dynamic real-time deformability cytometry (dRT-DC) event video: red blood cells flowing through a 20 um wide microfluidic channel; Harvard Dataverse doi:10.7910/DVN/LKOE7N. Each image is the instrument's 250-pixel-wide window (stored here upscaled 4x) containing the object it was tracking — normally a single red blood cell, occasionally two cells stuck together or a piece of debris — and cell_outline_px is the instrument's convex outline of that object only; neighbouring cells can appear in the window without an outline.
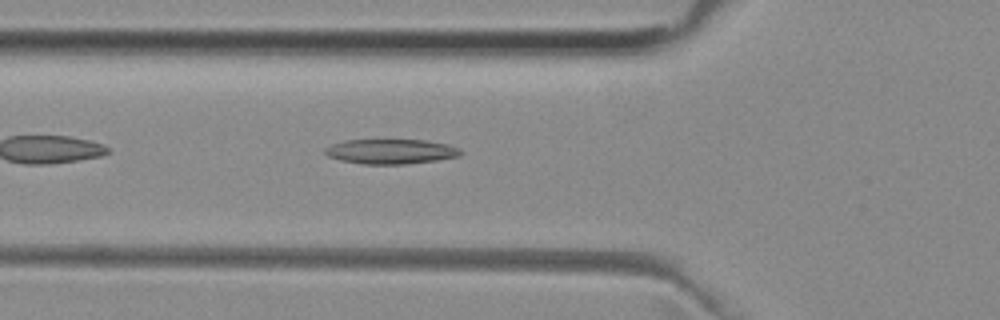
{"species": "common noctule bat (a hibernating species)", "species_latin": "Nyctalus noctula", "temperature_condition": "room temperature", "stored_images_in_passage": 38, "camera_frame_rate_fps": 3000, "um_per_image_px": 0.085, "animal": {"sex": "female", "body_mass_g": 29.2, "forearm_length_mm": 56.3}, "frame": {"image": 1, "passage_image": 5, "time_ms": 1.333, "image_size_px": [1000, 320], "cell_outline_px": [[460, 156], [436, 160], [404, 164], [364, 164], [340, 160], [328, 156], [324, 152], [324, 148], [332, 144], [344, 140], [424, 140], [448, 144], [460, 148]], "centroid_in_image_um": [33.2, 12.87], "position_along_channel_um": 92.6, "area_um2": 19.54}}
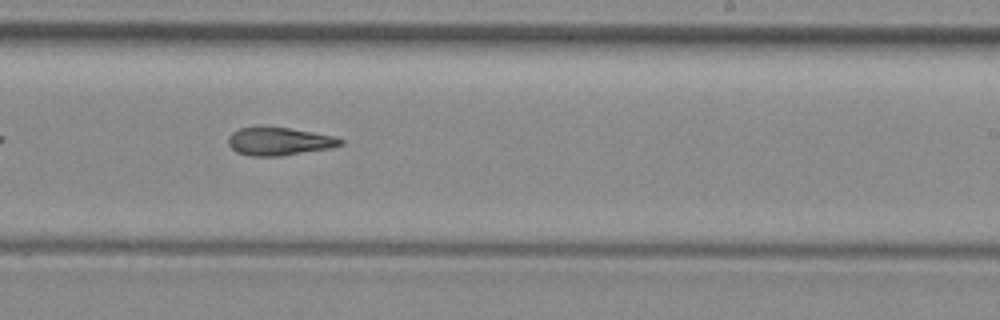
{"frame": {"image": 2, "passage_image": 18, "time_ms": 5.667, "image_size_px": [1000, 320], "cell_outline_px": [[344, 144], [332, 148], [280, 156], [248, 156], [236, 152], [228, 144], [228, 136], [232, 132], [240, 128], [256, 124], [260, 124], [288, 128], [312, 132], [332, 136], [344, 140]], "centroid_in_image_um": [23.67, 11.99], "position_along_channel_um": 265.3, "area_um2": 18.84}}
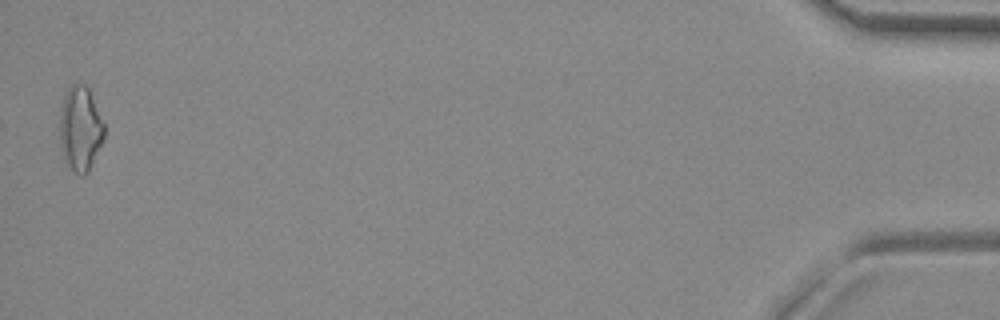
{"frame": {"image": 3, "passage_image": 38, "time_ms": 12.333, "image_size_px": [1000, 320], "cell_outline_px": [[104, 140], [88, 172], [84, 176], [80, 176], [64, 160], [60, 148], [60, 116], [64, 96], [68, 88], [72, 84], [84, 84], [88, 88], [104, 120]], "centroid_in_image_um": [6.84, 10.95], "position_along_channel_um": 428.4, "area_um2": 22.02}}